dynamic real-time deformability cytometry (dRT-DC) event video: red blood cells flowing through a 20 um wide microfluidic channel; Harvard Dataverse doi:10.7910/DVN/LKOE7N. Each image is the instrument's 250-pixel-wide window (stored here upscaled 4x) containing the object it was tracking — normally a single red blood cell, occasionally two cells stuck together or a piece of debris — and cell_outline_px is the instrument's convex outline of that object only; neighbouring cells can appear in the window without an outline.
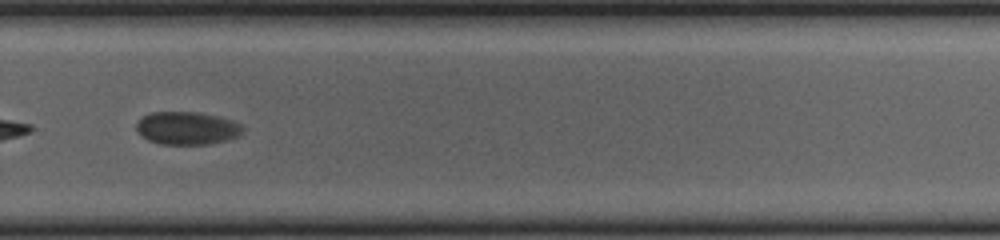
{"species": "common noctule bat (a hibernating species)", "species_latin": "Nyctalus noctula", "temperature_condition": "cold", "stored_images_in_passage": 56, "segment_of_instrument_passage": [2, 2], "camera_frame_rate_fps": 3000, "um_per_image_px": 0.085, "animal": {"sex": "female", "body_mass_g": 23.0, "forearm_length_mm": 53.4}, "frame": {"image": 1, "passage_image": 38, "time_ms": 12.333, "image_size_px": [1000, 240], "cell_outline_px": [[244, 132], [236, 136], [224, 140], [208, 144], [160, 144], [148, 140], [140, 136], [136, 132], [136, 124], [144, 116], [152, 112], [196, 112], [220, 116], [232, 120], [240, 124], [244, 128]], "centroid_in_image_um": [15.88, 10.89], "position_along_channel_um": 313.9, "area_um2": 20.4}}
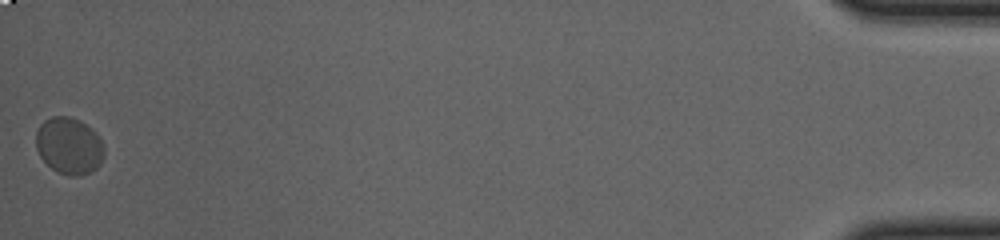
{"frame": {"image": 2, "passage_image": 56, "time_ms": 18.333, "image_size_px": [1000, 240], "cell_outline_px": [[104, 156], [100, 164], [92, 172], [80, 176], [68, 176], [52, 168], [40, 156], [36, 148], [36, 132], [40, 124], [44, 120], [52, 116], [68, 116], [80, 120], [92, 128], [96, 132], [104, 148]], "centroid_in_image_um": [5.88, 12.38], "position_along_channel_um": 429.3, "area_um2": 22.72}}